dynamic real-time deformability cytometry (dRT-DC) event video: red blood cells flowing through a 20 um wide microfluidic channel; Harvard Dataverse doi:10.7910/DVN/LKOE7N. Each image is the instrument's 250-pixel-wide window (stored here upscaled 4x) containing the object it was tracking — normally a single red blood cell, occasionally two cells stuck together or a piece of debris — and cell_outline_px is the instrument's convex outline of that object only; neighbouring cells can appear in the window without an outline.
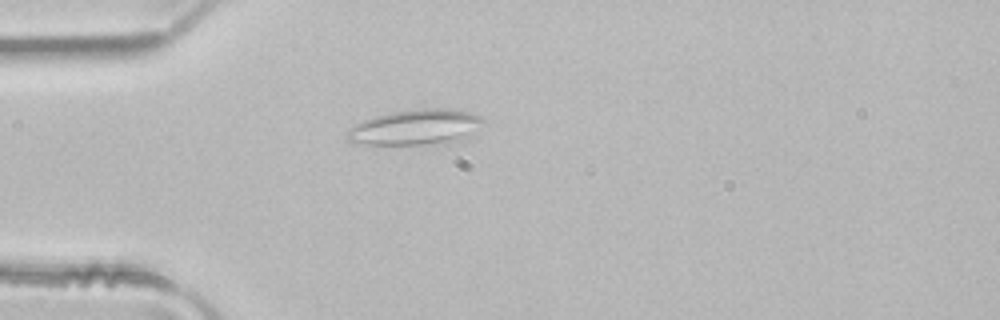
{"species": "common noctule bat (a hibernating species)", "species_latin": "Nyctalus noctula", "temperature_condition": "room temperature", "stored_images_in_passage": 5, "camera_frame_rate_fps": 3000, "um_per_image_px": 0.085, "animal": {"sex": "male", "body_mass_g": 21.5, "forearm_length_mm": 52.0}, "frame": {"image": 1, "passage_image": 5, "time_ms": 1.333, "image_size_px": [1000, 320], "cell_outline_px": [[484, 120], [468, 136], [460, 140], [448, 144], [356, 144], [348, 140], [348, 128], [364, 120], [376, 116], [392, 112], [416, 108], [452, 108], [484, 116]], "centroid_in_image_um": [35.35, 10.81], "position_along_channel_um": 49.6, "area_um2": 28.21}}